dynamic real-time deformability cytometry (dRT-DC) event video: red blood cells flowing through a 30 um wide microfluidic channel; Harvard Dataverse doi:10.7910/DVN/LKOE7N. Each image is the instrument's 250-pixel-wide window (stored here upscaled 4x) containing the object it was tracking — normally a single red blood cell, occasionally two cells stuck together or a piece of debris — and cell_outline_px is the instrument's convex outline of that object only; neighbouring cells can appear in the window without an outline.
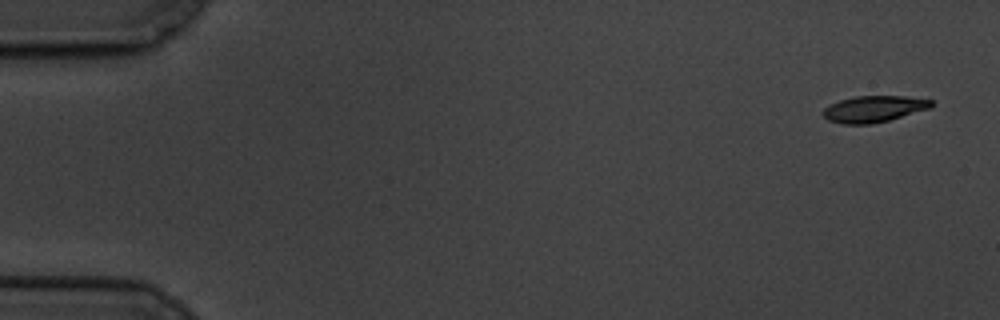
{"species": "common noctule bat (a hibernating species)", "species_latin": "Nyctalus noctula", "temperature_condition": "cold", "stored_images_in_passage": 6, "camera_frame_rate_fps": 3000, "um_per_image_px": 0.085, "animal": {"sex": "male", "body_mass_g": 19.5, "forearm_length_mm": 54.6}, "frame": {"image": 1, "passage_image": 1, "time_ms": 0.0, "image_size_px": [1000, 320], "cell_outline_px": [[932, 108], [888, 120], [872, 124], [840, 124], [828, 120], [820, 112], [828, 104], [840, 100], [856, 96], [904, 96], [932, 100]], "centroid_in_image_um": [74.23, 9.26], "position_along_channel_um": 10.8, "area_um2": 16.76}}
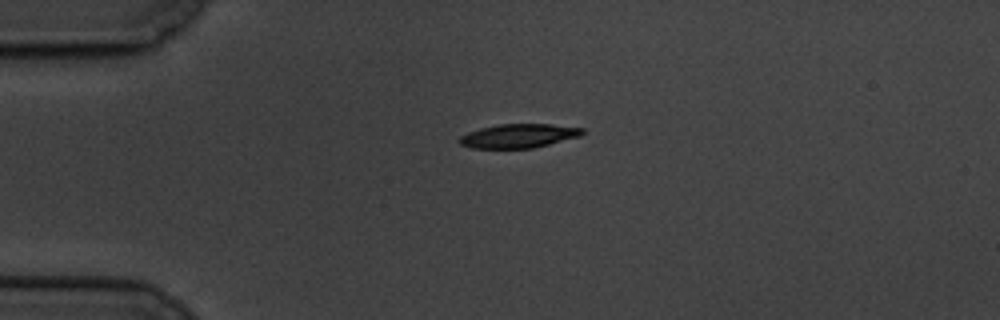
{"frame": {"image": 2, "passage_image": 4, "time_ms": 4.0, "image_size_px": [1000, 320], "cell_outline_px": [[584, 132], [580, 136], [532, 148], [472, 148], [460, 144], [456, 140], [460, 136], [468, 132], [480, 128], [500, 124], [552, 124], [584, 128]], "centroid_in_image_um": [44.05, 11.54], "position_along_channel_um": 40.9, "area_um2": 17.11}}
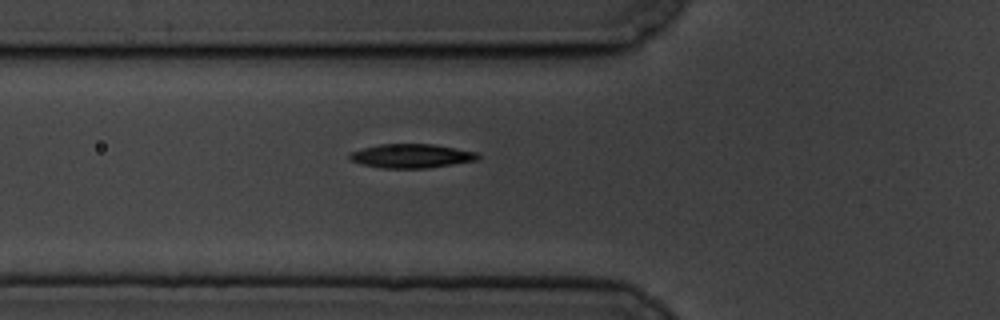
{"frame": {"image": 3, "passage_image": 6, "time_ms": 6.333, "image_size_px": [1000, 320], "cell_outline_px": [[480, 156], [476, 160], [428, 168], [380, 168], [360, 164], [352, 160], [348, 156], [352, 152], [364, 148], [380, 144], [436, 144], [476, 152]], "centroid_in_image_um": [34.97, 13.25], "position_along_channel_um": 90.8, "area_um2": 17.8}}